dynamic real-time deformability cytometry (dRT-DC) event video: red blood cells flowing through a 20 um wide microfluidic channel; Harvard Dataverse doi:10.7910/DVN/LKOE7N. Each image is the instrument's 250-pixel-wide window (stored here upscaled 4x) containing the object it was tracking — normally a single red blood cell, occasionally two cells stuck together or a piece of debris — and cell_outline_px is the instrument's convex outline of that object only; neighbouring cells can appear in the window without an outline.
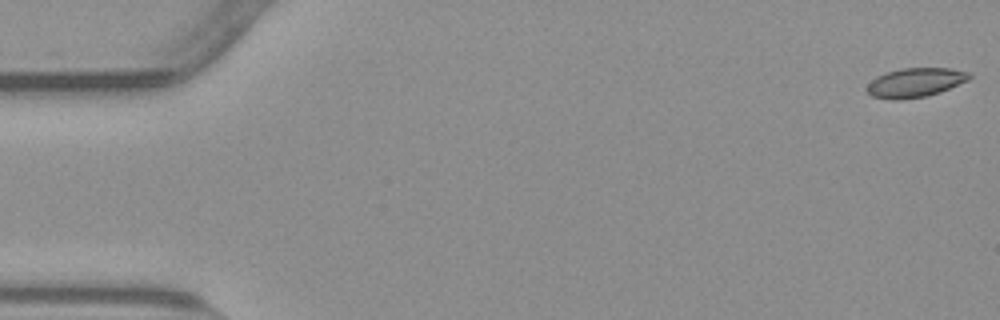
{"species": "common noctule bat (a hibernating species)", "species_latin": "Nyctalus noctula", "temperature_condition": "warm", "stored_images_in_passage": 52, "camera_frame_rate_fps": 3000, "um_per_image_px": 0.085, "animal": {"sex": "male", "body_mass_g": 23.1, "forearm_length_mm": 52.7}, "frame": {"image": 1, "passage_image": 1, "time_ms": 0.0, "image_size_px": [1000, 320], "cell_outline_px": [[972, 76], [968, 80], [940, 92], [928, 96], [900, 100], [892, 100], [872, 96], [868, 92], [868, 84], [876, 76], [900, 68], [948, 68], [968, 72]], "centroid_in_image_um": [77.8, 7.02], "position_along_channel_um": 7.2, "area_um2": 17.34}}
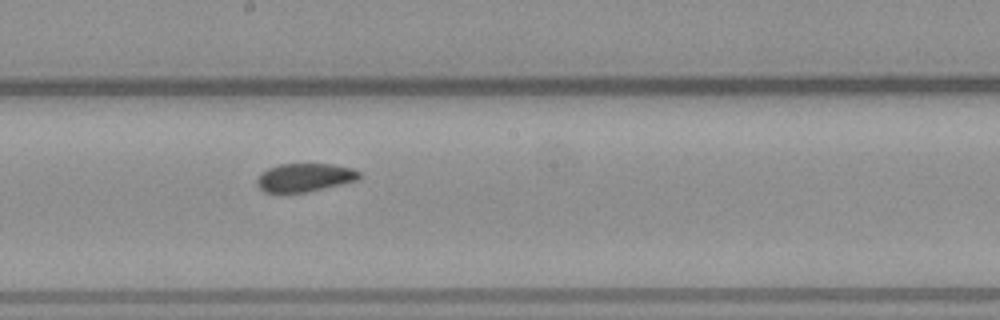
{"frame": {"image": 2, "passage_image": 30, "time_ms": 9.667, "image_size_px": [1000, 320], "cell_outline_px": [[364, 176], [360, 180], [308, 192], [264, 192], [256, 184], [256, 180], [260, 172], [268, 168], [280, 164], [332, 164], [352, 168], [360, 172]], "centroid_in_image_um": [25.94, 15.08], "position_along_channel_um": 222.3, "area_um2": 17.17}}
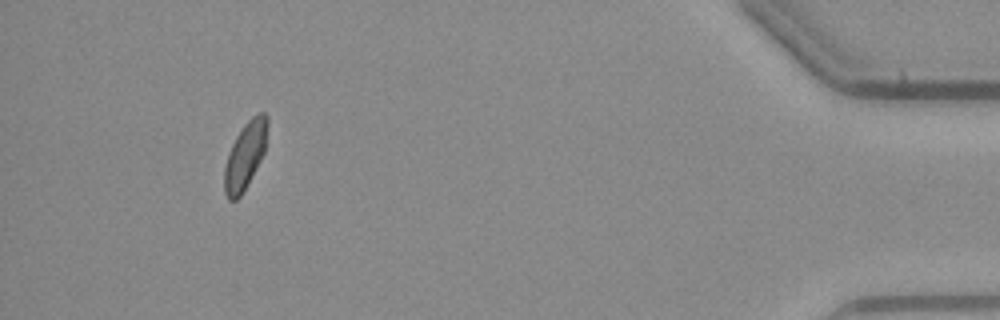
{"frame": {"image": 3, "passage_image": 51, "time_ms": 16.667, "image_size_px": [1000, 320], "cell_outline_px": [[268, 124], [264, 152], [260, 160], [240, 196], [236, 200], [228, 200], [224, 192], [224, 168], [228, 152], [236, 136], [244, 124], [256, 112], [264, 112], [268, 116]], "centroid_in_image_um": [20.83, 13.18], "position_along_channel_um": 414.4, "area_um2": 16.7}}